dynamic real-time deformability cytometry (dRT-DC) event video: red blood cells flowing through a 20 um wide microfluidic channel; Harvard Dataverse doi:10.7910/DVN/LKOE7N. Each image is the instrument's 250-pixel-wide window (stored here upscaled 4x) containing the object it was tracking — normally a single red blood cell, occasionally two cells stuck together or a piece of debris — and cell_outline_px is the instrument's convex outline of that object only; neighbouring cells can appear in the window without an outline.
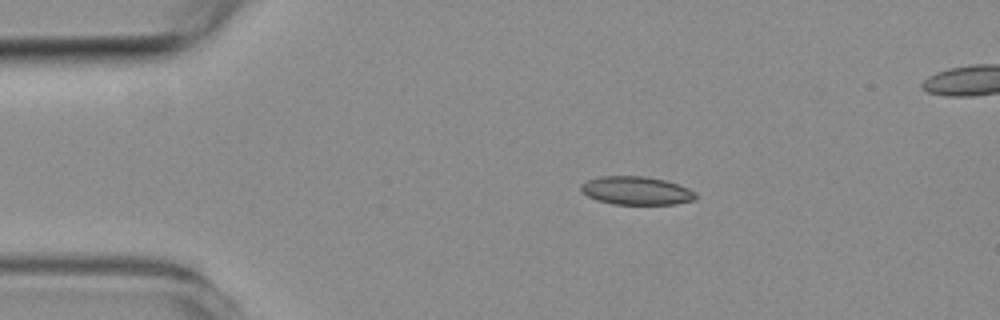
{"species": "common noctule bat (a hibernating species)", "species_latin": "Nyctalus noctula", "temperature_condition": "room temperature", "stored_images_in_passage": 4, "camera_frame_rate_fps": 3000, "um_per_image_px": 0.085, "animal": {"sex": "female", "body_mass_g": 19.3, "forearm_length_mm": 54.1}, "frame": {"image": 1, "passage_image": 2, "time_ms": 1.0, "image_size_px": [1000, 320], "cell_outline_px": [[696, 200], [676, 204], [612, 204], [596, 200], [588, 196], [580, 188], [580, 184], [588, 180], [600, 176], [644, 176], [664, 180], [688, 188], [696, 192]], "centroid_in_image_um": [54.09, 16.21], "position_along_channel_um": 30.9, "area_um2": 18.9}}